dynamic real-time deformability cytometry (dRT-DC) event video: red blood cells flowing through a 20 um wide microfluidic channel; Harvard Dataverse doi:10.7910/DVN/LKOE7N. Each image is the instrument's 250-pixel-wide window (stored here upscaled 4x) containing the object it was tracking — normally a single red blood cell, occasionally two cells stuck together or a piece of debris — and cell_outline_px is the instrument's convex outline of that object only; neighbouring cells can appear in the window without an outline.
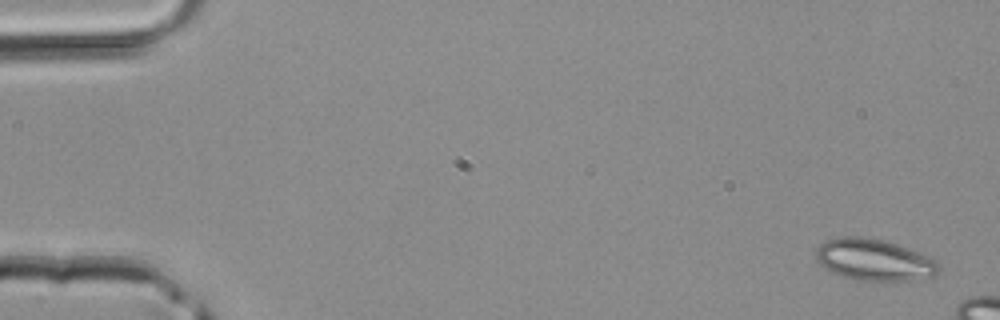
{"species": "common noctule bat (a hibernating species)", "species_latin": "Nyctalus noctula", "temperature_condition": "room temperature", "stored_images_in_passage": 8, "camera_frame_rate_fps": 3000, "um_per_image_px": 0.085, "animal": {"sex": "male", "body_mass_g": 20.4}, "frame": {"image": 1, "passage_image": 1, "time_ms": 0.0, "image_size_px": [1000, 320], "cell_outline_px": [[940, 268], [936, 276], [912, 280], [856, 280], [840, 276], [824, 268], [816, 260], [816, 248], [824, 240], [840, 236], [868, 236], [884, 240], [932, 256], [940, 264]], "centroid_in_image_um": [74.31, 22.07], "position_along_channel_um": 10.7, "area_um2": 30.29}}